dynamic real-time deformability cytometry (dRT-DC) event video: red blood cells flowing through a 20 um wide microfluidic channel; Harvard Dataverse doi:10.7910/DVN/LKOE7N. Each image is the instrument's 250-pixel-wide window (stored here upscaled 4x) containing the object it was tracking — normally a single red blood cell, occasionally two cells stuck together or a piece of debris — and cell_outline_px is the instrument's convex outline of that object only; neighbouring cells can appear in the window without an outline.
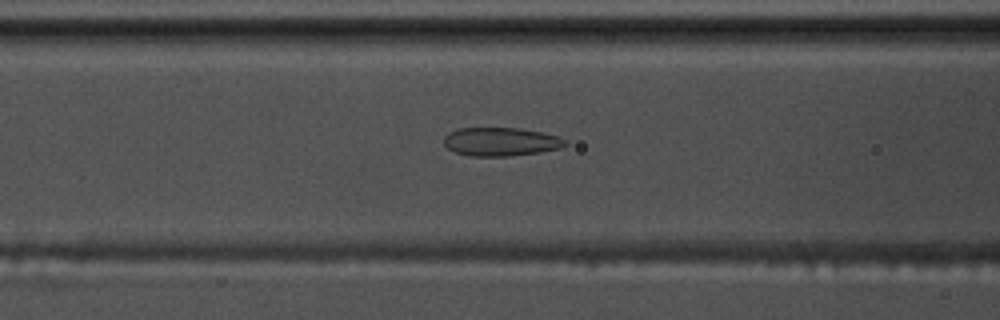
{"species": "common noctule bat (a hibernating species)", "species_latin": "Nyctalus noctula", "temperature_condition": "warm", "stored_images_in_passage": 40, "camera_frame_rate_fps": 3000, "um_per_image_px": 0.085, "animal": {"sex": "male", "body_mass_g": 17.5, "forearm_length_mm": 52.3}, "frame": {"image": 1, "passage_image": 13, "time_ms": 4.0, "image_size_px": [1000, 320], "cell_outline_px": [[568, 144], [560, 148], [540, 152], [508, 156], [468, 156], [456, 152], [448, 148], [444, 144], [444, 136], [448, 132], [456, 128], [520, 128], [540, 132], [556, 136], [568, 140]], "centroid_in_image_um": [42.55, 12.04], "position_along_channel_um": 124.0, "area_um2": 20.23}}
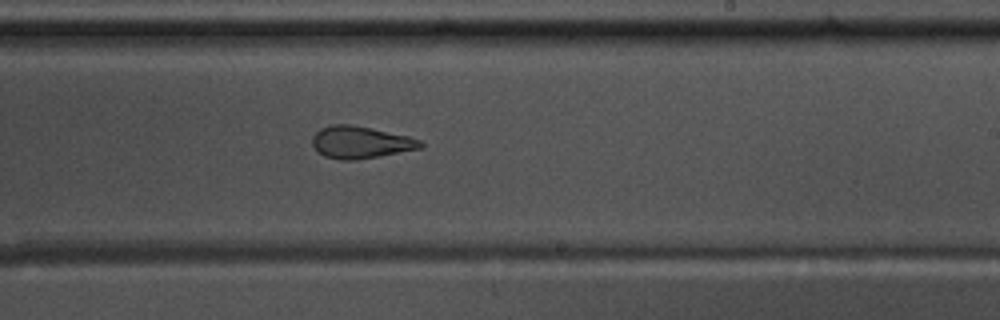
{"frame": {"image": 2, "passage_image": 24, "time_ms": 7.667, "image_size_px": [1000, 320], "cell_outline_px": [[424, 148], [380, 156], [356, 160], [340, 160], [324, 156], [312, 144], [312, 136], [320, 128], [332, 124], [352, 124], [408, 136], [420, 140], [424, 144]], "centroid_in_image_um": [30.66, 12.1], "position_along_channel_um": 258.3, "area_um2": 20.35}}
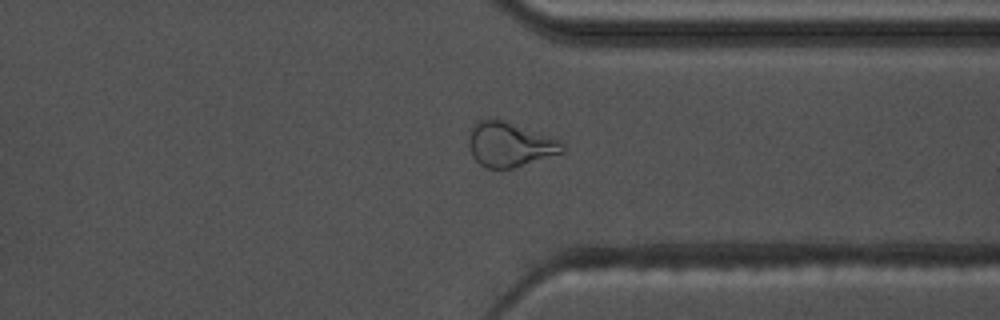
{"frame": {"image": 3, "passage_image": 33, "time_ms": 10.667, "image_size_px": [1000, 320], "cell_outline_px": [[564, 152], [512, 168], [484, 168], [472, 156], [468, 148], [468, 136], [472, 128], [480, 120], [504, 120], [560, 140], [564, 144]], "centroid_in_image_um": [43.31, 12.3], "position_along_channel_um": 368.1, "area_um2": 24.04}}